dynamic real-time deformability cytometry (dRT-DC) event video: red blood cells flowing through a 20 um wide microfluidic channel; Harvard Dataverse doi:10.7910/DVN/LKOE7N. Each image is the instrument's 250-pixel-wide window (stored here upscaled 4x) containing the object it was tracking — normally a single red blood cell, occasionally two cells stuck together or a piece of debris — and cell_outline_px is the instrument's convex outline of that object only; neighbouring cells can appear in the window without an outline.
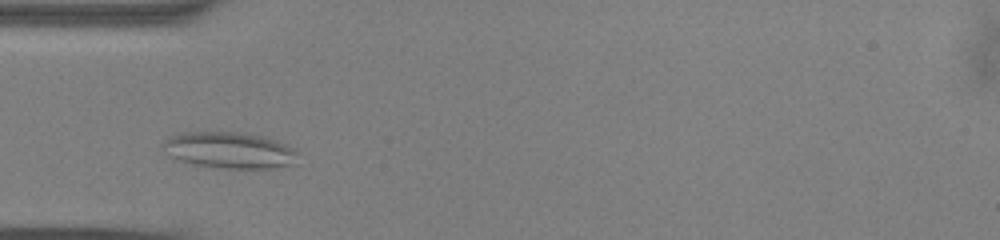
{"species": "common noctule bat (a hibernating species)", "species_latin": "Nyctalus noctula", "temperature_condition": "warm", "stored_images_in_passage": 41, "camera_frame_rate_fps": 3000, "um_per_image_px": 0.085, "animal": {"sex": "male", "body_mass_g": 13.0, "forearm_length_mm": 53.1}, "frame": {"image": 1, "passage_image": 6, "time_ms": 1.667, "image_size_px": [1000, 240], "cell_outline_px": [[300, 164], [276, 168], [224, 168], [196, 164], [180, 160], [168, 156], [160, 144], [168, 136], [184, 132], [236, 132], [264, 136], [276, 140], [300, 152]], "centroid_in_image_um": [19.56, 12.77], "position_along_channel_um": 65.4, "area_um2": 29.02}}
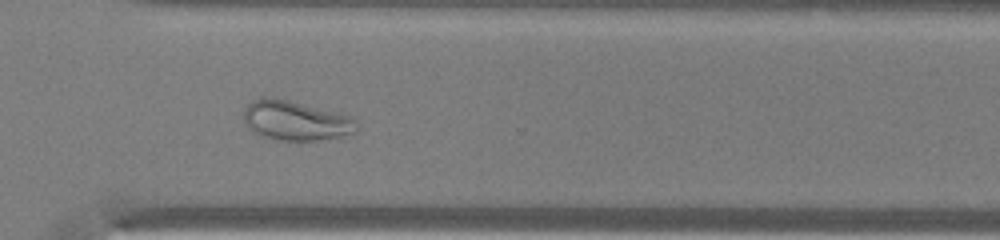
{"frame": {"image": 2, "passage_image": 27, "time_ms": 8.667, "image_size_px": [1000, 240], "cell_outline_px": [[356, 128], [352, 132], [344, 136], [320, 140], [276, 140], [252, 132], [244, 124], [244, 108], [252, 100], [260, 96], [276, 96], [348, 116], [356, 120]], "centroid_in_image_um": [25.04, 10.23], "position_along_channel_um": 345.6, "area_um2": 26.18}}
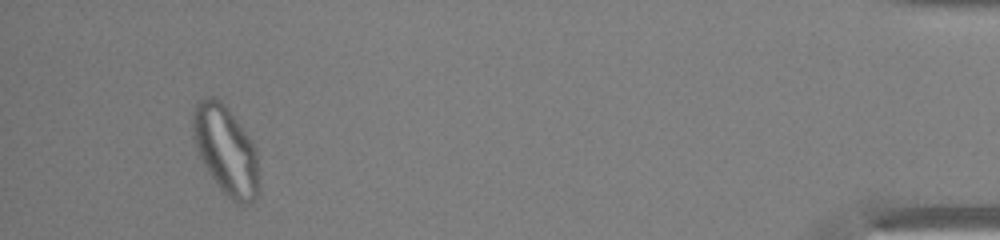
{"frame": {"image": 3, "passage_image": 38, "time_ms": 12.333, "image_size_px": [1000, 240], "cell_outline_px": [[260, 192], [256, 200], [248, 204], [236, 204], [220, 188], [208, 172], [200, 156], [196, 144], [192, 128], [192, 112], [196, 104], [200, 100], [208, 96], [216, 96], [228, 108], [252, 140], [256, 152], [260, 184]], "centroid_in_image_um": [19.23, 12.79], "position_along_channel_um": 416.0, "area_um2": 34.33}, "authors_computed_cell_mechanics": {"area_um2": 27.9752, "velocity_mm_per_s": 4.0094, "shape_relaxation_time_tau1_ms": null, "shape_relaxation_time_tau2_ms": 1.03, "deformation_change_tau1": null, "deformation_change_tau2": 0.0664}}